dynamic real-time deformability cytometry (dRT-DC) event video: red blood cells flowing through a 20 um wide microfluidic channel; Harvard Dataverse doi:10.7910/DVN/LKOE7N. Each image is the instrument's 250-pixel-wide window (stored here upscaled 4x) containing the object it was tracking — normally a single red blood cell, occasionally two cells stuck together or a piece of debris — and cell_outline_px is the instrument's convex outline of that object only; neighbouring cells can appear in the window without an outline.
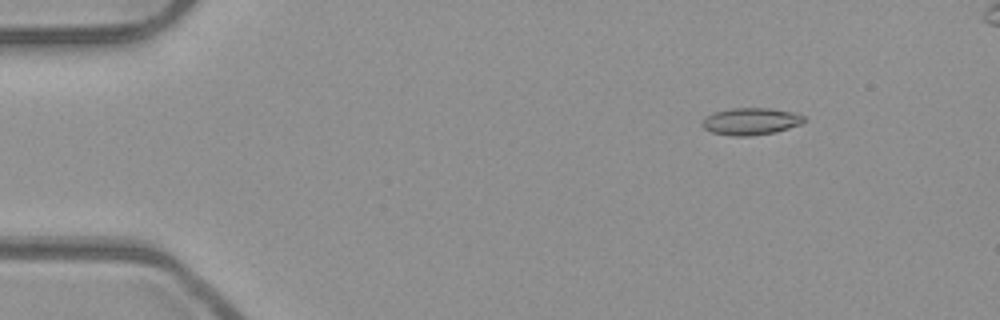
{"species": "common noctule bat (a hibernating species)", "species_latin": "Nyctalus noctula", "temperature_condition": "room temperature", "stored_images_in_passage": 52, "camera_frame_rate_fps": 3000, "um_per_image_px": 0.085, "animal": {"sex": "male", "body_mass_g": 23.1, "forearm_length_mm": 52.7}, "frame": {"image": 1, "passage_image": 6, "time_ms": 1.667, "image_size_px": [1000, 320], "cell_outline_px": [[808, 120], [800, 124], [776, 132], [752, 136], [732, 136], [712, 132], [704, 128], [700, 124], [712, 112], [732, 108], [768, 108], [792, 112], [804, 116]], "centroid_in_image_um": [63.83, 10.32], "position_along_channel_um": 21.2, "area_um2": 16.07}}
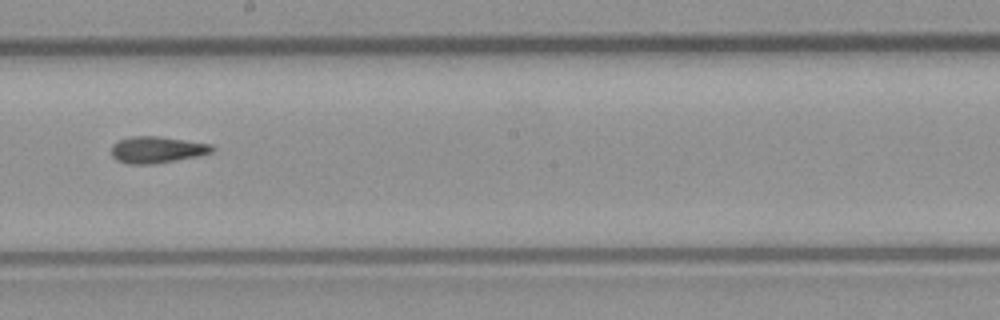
{"frame": {"image": 2, "passage_image": 29, "time_ms": 9.333, "image_size_px": [1000, 320], "cell_outline_px": [[216, 148], [212, 152], [200, 156], [152, 164], [128, 164], [116, 160], [112, 156], [112, 144], [116, 140], [132, 136], [160, 136], [212, 144]], "centroid_in_image_um": [13.35, 12.72], "position_along_channel_um": 234.9, "area_um2": 15.84}}
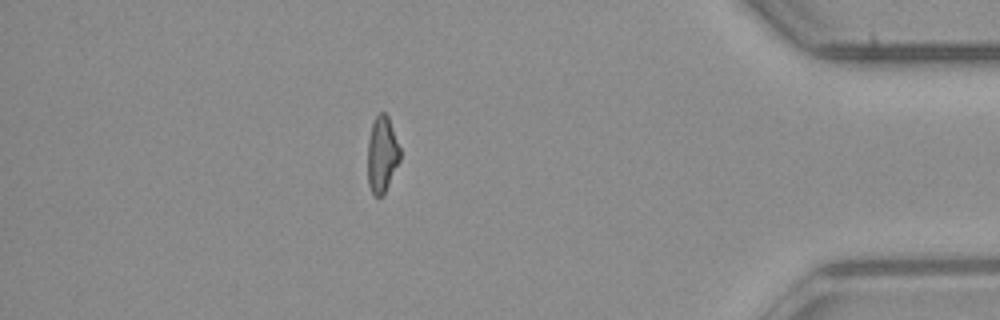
{"frame": {"image": 3, "passage_image": 45, "time_ms": 14.667, "image_size_px": [1000, 320], "cell_outline_px": [[400, 160], [384, 192], [380, 196], [376, 196], [372, 192], [368, 184], [368, 140], [372, 124], [376, 116], [380, 112], [384, 112], [388, 116], [400, 148]], "centroid_in_image_um": [32.47, 13.1], "position_along_channel_um": 402.7, "area_um2": 14.1}, "authors_computed_cell_mechanics": {"area_um2": 15.3748, "velocity_mm_per_s": 3.9626, "shape_relaxation_time_tau1_ms": null, "shape_relaxation_time_tau2_ms": 2.5314, "deformation_change_tau1": null, "deformation_change_tau2": 0.1166}}